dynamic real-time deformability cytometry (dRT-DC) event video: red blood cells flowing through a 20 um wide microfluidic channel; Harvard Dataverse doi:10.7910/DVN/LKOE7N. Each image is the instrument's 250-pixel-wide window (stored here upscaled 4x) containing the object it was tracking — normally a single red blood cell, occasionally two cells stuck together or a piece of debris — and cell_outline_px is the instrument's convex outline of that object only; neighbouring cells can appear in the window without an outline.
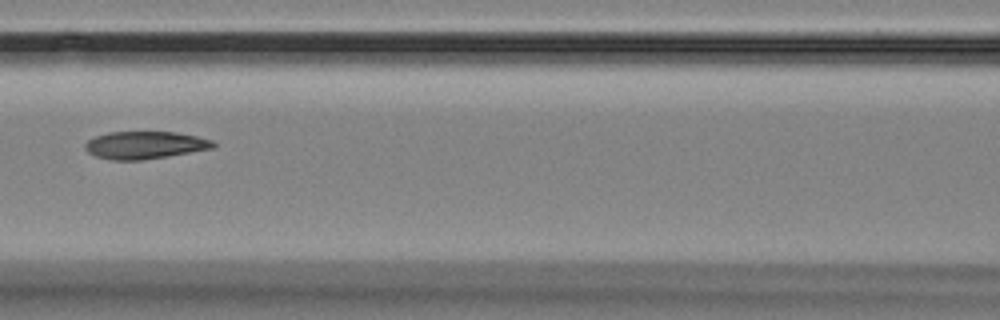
{"species": "Egyptian fruit bat (a non-hibernating species)", "species_latin": "Rousettus aegyptiacus", "temperature_condition": "room temperature", "stored_images_in_passage": 11, "camera_frame_rate_fps": 3000, "um_per_image_px": 0.085, "animal": {"sex": "female"}, "frame": {"image": 1, "passage_image": 7, "time_ms": 8.0, "image_size_px": [1000, 320], "cell_outline_px": [[216, 148], [168, 156], [140, 160], [112, 160], [96, 156], [88, 152], [84, 148], [84, 144], [88, 140], [96, 136], [108, 132], [176, 132], [196, 136], [212, 140], [216, 144]], "centroid_in_image_um": [12.33, 12.33], "position_along_channel_um": 154.3, "area_um2": 20.58}}
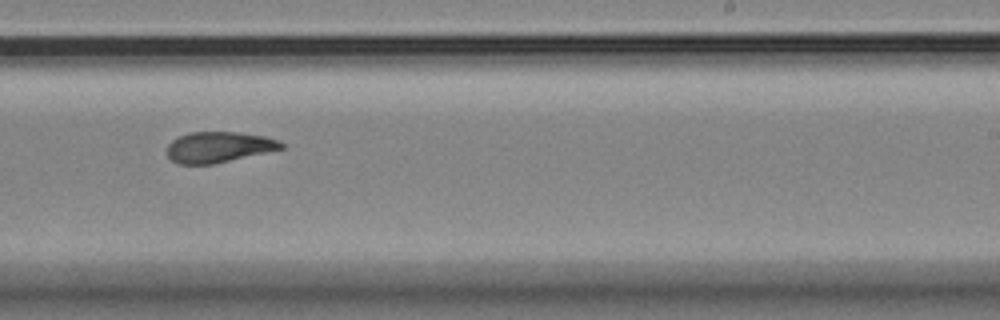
{"frame": {"image": 2, "passage_image": 10, "time_ms": 11.333, "image_size_px": [1000, 320], "cell_outline_px": [[284, 148], [212, 164], [176, 164], [168, 156], [168, 144], [172, 140], [188, 132], [240, 132], [264, 136], [276, 140], [284, 144]], "centroid_in_image_um": [18.56, 12.5], "position_along_channel_um": 270.4, "area_um2": 20.23}}
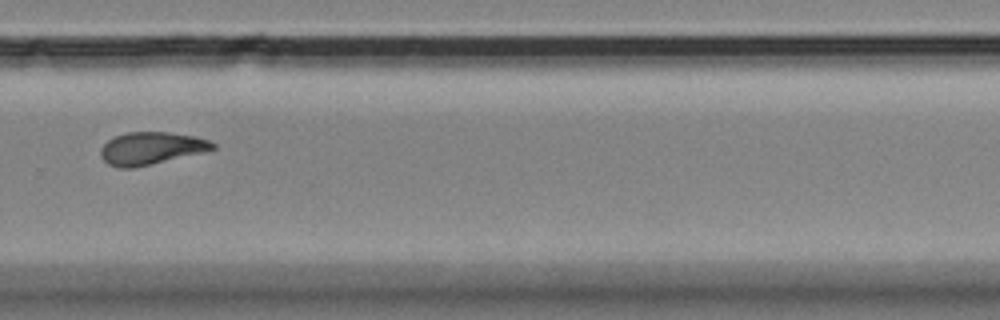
{"frame": {"image": 3, "passage_image": 11, "time_ms": 12.667, "image_size_px": [1000, 320], "cell_outline_px": [[216, 148], [152, 164], [132, 168], [120, 168], [108, 164], [100, 156], [100, 148], [108, 140], [116, 136], [128, 132], [168, 132], [196, 136], [208, 140], [216, 144]], "centroid_in_image_um": [12.81, 12.6], "position_along_channel_um": 317.0, "area_um2": 20.98}}